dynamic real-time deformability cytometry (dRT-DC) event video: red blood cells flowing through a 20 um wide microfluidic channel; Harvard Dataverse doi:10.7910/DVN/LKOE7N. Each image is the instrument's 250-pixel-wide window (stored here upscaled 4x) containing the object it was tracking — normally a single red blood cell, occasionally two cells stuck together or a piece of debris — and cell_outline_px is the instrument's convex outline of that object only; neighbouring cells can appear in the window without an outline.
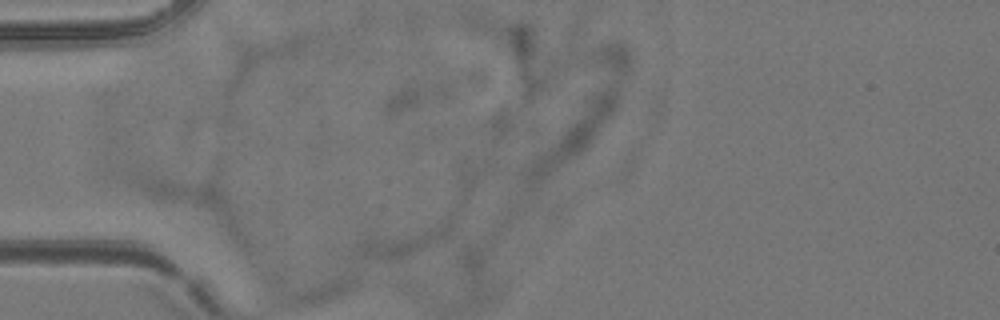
{"species": "common noctule bat (a hibernating species)", "species_latin": "Nyctalus noctula", "temperature_condition": "room temperature", "stored_images_in_passage": 2, "camera_frame_rate_fps": 3000, "um_per_image_px": 0.085, "animal": {"sex": "female", "body_mass_g": 24.6, "forearm_length_mm": 56.2}, "frame": {"image": 1, "passage_image": 1, "time_ms": 0.0, "image_size_px": [1000, 320], "cell_outline_px": [[452, 228], [444, 236], [408, 256], [400, 260], [352, 260], [352, 252], [356, 244], [360, 240], [368, 236], [452, 212]], "centroid_in_image_um": [34.22, 20.38], "position_along_channel_um": 50.8, "area_um2": 18.61}}